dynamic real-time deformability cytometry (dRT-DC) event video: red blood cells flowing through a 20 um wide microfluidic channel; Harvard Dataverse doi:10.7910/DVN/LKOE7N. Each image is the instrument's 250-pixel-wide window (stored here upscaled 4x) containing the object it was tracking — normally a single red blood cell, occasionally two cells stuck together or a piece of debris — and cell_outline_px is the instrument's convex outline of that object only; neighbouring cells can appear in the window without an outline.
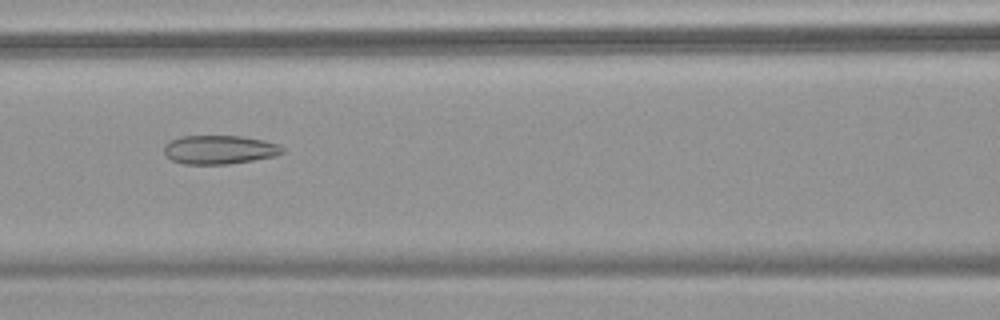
{"species": "common noctule bat (a hibernating species)", "species_latin": "Nyctalus noctula", "temperature_condition": "warm", "stored_images_in_passage": 54, "camera_frame_rate_fps": 3000, "um_per_image_px": 0.085, "animal": {"sex": "female", "body_mass_g": 18.4}, "frame": {"image": 1, "passage_image": 25, "time_ms": 8.0, "image_size_px": [1000, 320], "cell_outline_px": [[284, 152], [276, 156], [228, 164], [184, 164], [172, 160], [164, 152], [164, 144], [180, 136], [240, 136], [264, 140], [280, 144], [284, 148]], "centroid_in_image_um": [18.68, 12.72], "position_along_channel_um": 147.9, "area_um2": 19.88}}
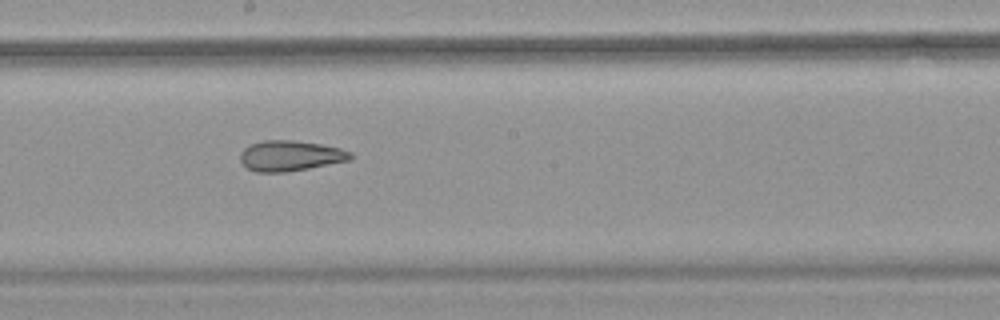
{"frame": {"image": 2, "passage_image": 31, "time_ms": 10.0, "image_size_px": [1000, 320], "cell_outline_px": [[352, 156], [348, 160], [288, 172], [256, 172], [248, 168], [240, 160], [240, 152], [244, 148], [252, 144], [264, 140], [292, 140], [320, 144], [340, 148], [352, 152]], "centroid_in_image_um": [24.65, 13.24], "position_along_channel_um": 223.6, "area_um2": 19.36}}
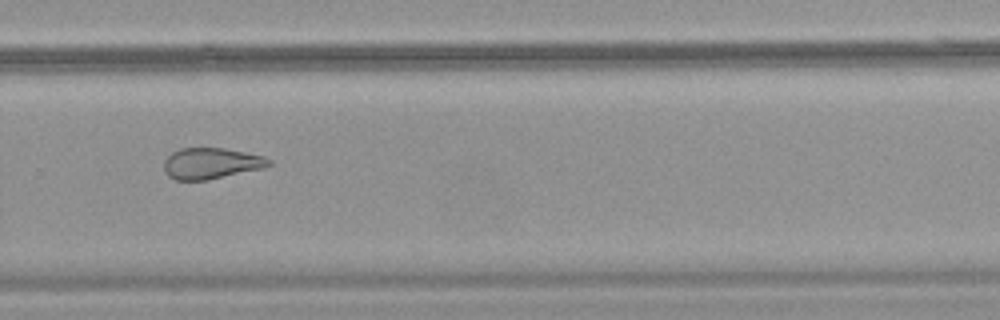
{"frame": {"image": 3, "passage_image": 38, "time_ms": 12.333, "image_size_px": [1000, 320], "cell_outline_px": [[272, 164], [264, 168], [208, 180], [176, 180], [168, 176], [164, 172], [164, 160], [172, 152], [180, 148], [224, 148], [264, 156], [272, 160]], "centroid_in_image_um": [17.95, 13.89], "position_along_channel_um": 311.9, "area_um2": 19.13}, "authors_computed_cell_mechanics": {"area_um2": 24.3627, "velocity_mm_per_s": 3.7958, "shape_relaxation_time_tau1_ms": null, "shape_relaxation_time_tau2_ms": 2.5208, "deformation_change_tau1": null, "deformation_change_tau2": 0.1043}}